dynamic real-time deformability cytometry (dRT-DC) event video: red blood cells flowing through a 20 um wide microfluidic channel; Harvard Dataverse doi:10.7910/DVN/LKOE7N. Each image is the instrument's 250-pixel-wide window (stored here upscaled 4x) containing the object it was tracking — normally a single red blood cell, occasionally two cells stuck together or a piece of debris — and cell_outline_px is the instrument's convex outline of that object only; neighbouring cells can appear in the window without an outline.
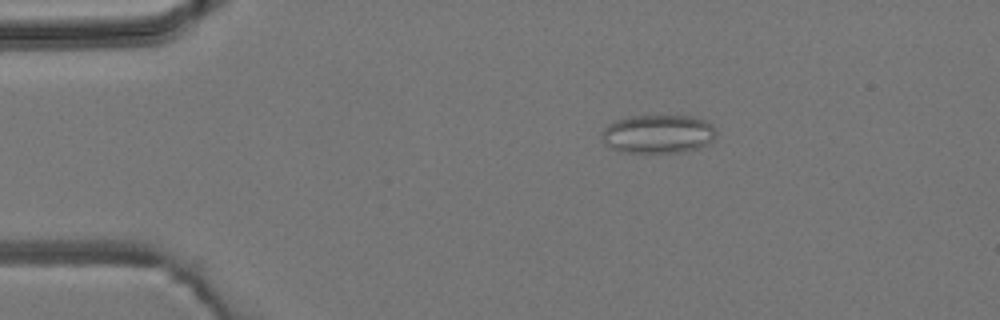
{"species": "common noctule bat (a hibernating species)", "species_latin": "Nyctalus noctula", "temperature_condition": "room temperature", "stored_images_in_passage": 7, "camera_frame_rate_fps": 3000, "um_per_image_px": 0.085, "animal": {"sex": "male", "body_mass_g": 19.2, "forearm_length_mm": 51.8}, "frame": {"image": 1, "passage_image": 3, "time_ms": 2.333, "image_size_px": [1000, 320], "cell_outline_px": [[716, 132], [712, 140], [708, 144], [700, 148], [684, 152], [620, 152], [608, 148], [600, 140], [600, 132], [608, 124], [616, 120], [628, 116], [692, 116], [708, 120], [716, 128]], "centroid_in_image_um": [55.91, 11.39], "position_along_channel_um": 29.1, "area_um2": 26.3}}
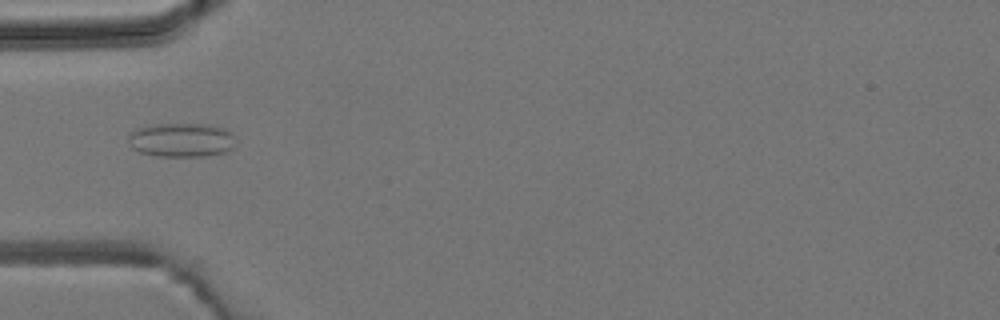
{"frame": {"image": 2, "passage_image": 5, "time_ms": 4.667, "image_size_px": [1000, 320], "cell_outline_px": [[232, 148], [224, 152], [204, 156], [156, 156], [140, 152], [132, 148], [128, 144], [128, 136], [136, 128], [152, 124], [208, 124], [224, 128], [232, 136]], "centroid_in_image_um": [15.34, 11.89], "position_along_channel_um": 69.7, "area_um2": 21.15}}
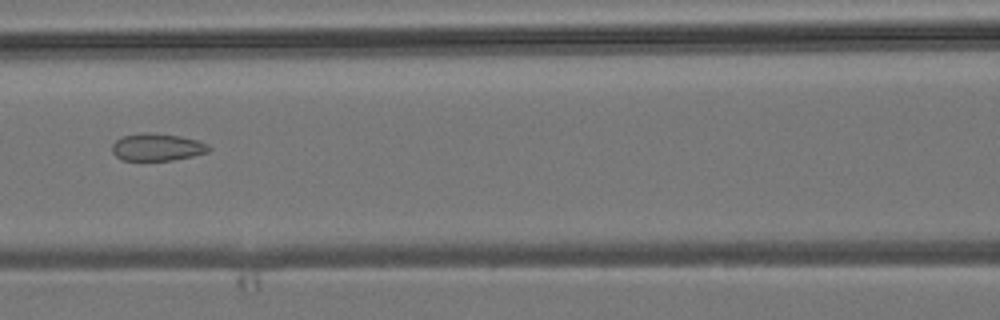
{"frame": {"image": 3, "passage_image": 7, "time_ms": 6.667, "image_size_px": [1000, 320], "cell_outline_px": [[212, 148], [208, 152], [192, 156], [172, 160], [120, 160], [112, 152], [112, 144], [116, 140], [124, 136], [140, 132], [152, 132], [180, 136], [196, 140], [208, 144]], "centroid_in_image_um": [13.35, 12.5], "position_along_channel_um": 153.3, "area_um2": 15.49}}